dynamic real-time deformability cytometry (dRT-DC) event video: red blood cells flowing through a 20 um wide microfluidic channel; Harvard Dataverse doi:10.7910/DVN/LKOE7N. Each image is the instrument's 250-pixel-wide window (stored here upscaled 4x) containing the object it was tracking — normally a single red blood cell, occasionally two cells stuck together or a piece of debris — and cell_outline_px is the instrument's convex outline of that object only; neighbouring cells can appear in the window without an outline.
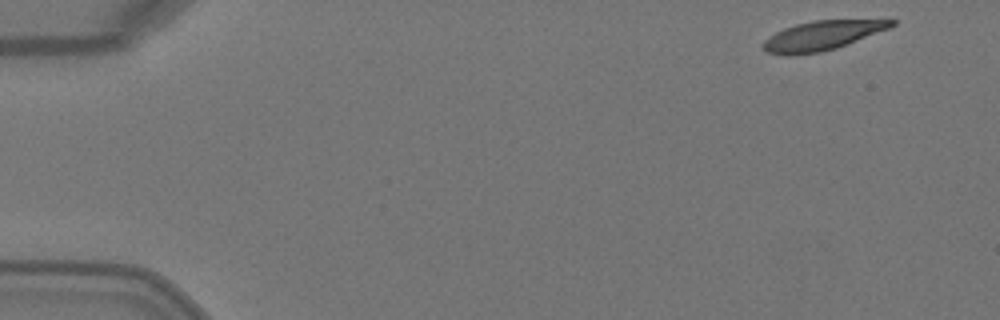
{"species": "Egyptian fruit bat (a non-hibernating species)", "species_latin": "Rousettus aegyptiacus", "temperature_condition": "warm", "stored_images_in_passage": 3, "camera_frame_rate_fps": 3000, "um_per_image_px": 0.085, "animal": {"sex": "female"}, "frame": {"image": 1, "passage_image": 1, "time_ms": 0.0, "image_size_px": [1000, 320], "cell_outline_px": [[896, 24], [888, 28], [836, 48], [820, 52], [792, 56], [788, 56], [768, 52], [764, 48], [764, 40], [768, 36], [784, 28], [796, 24], [812, 20], [892, 16], [896, 20]], "centroid_in_image_um": [70.03, 2.95], "position_along_channel_um": 15.0, "area_um2": 22.83}}
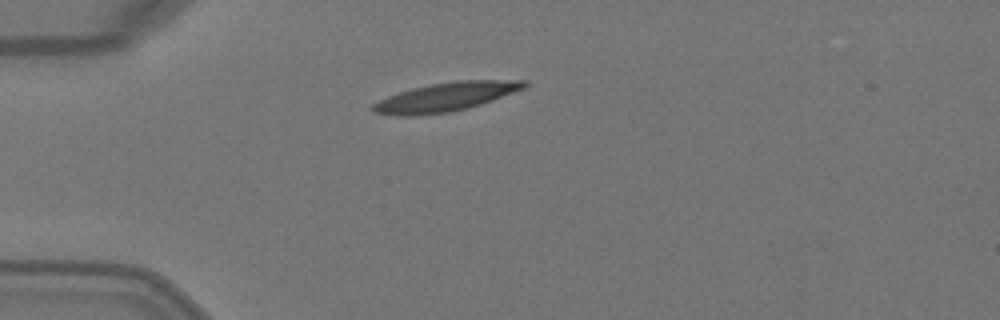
{"frame": {"image": 2, "passage_image": 3, "time_ms": 0.667, "image_size_px": [1000, 320], "cell_outline_px": [[528, 84], [524, 88], [492, 100], [468, 108], [448, 112], [416, 116], [396, 116], [376, 112], [372, 108], [372, 104], [388, 96], [412, 88], [432, 84], [456, 80], [528, 80]], "centroid_in_image_um": [37.9, 8.24], "position_along_channel_um": 47.1, "area_um2": 25.14}}